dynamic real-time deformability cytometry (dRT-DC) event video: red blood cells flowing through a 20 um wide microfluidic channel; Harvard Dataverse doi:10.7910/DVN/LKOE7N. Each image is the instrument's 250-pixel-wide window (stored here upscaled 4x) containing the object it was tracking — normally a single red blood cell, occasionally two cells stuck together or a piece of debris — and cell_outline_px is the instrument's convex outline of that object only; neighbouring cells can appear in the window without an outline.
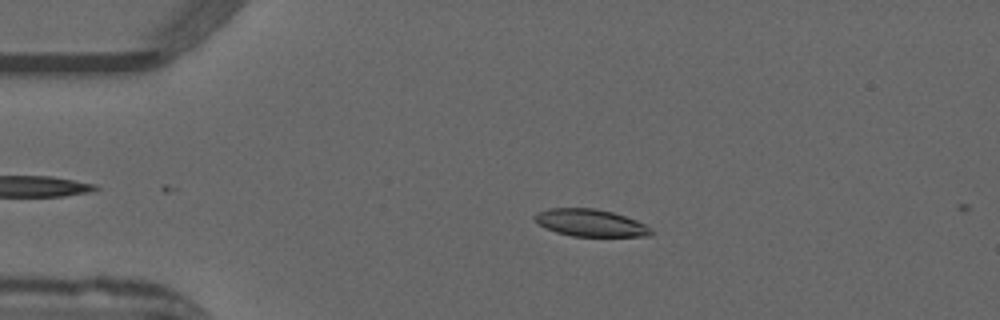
{"species": "common noctule bat (a hibernating species)", "species_latin": "Nyctalus noctula", "temperature_condition": "warm", "stored_images_in_passage": 13, "camera_frame_rate_fps": 3000, "um_per_image_px": 0.085, "animal": {"sex": "male", "forearm_length_mm": 52.5}, "frame": {"image": 1, "passage_image": 10, "time_ms": 3.0, "image_size_px": [1000, 320], "cell_outline_px": [[656, 232], [652, 236], [572, 236], [556, 232], [540, 224], [532, 216], [536, 212], [548, 208], [592, 208], [612, 212], [636, 220], [652, 228]], "centroid_in_image_um": [50.22, 18.94], "position_along_channel_um": 34.8, "area_um2": 18.44}}